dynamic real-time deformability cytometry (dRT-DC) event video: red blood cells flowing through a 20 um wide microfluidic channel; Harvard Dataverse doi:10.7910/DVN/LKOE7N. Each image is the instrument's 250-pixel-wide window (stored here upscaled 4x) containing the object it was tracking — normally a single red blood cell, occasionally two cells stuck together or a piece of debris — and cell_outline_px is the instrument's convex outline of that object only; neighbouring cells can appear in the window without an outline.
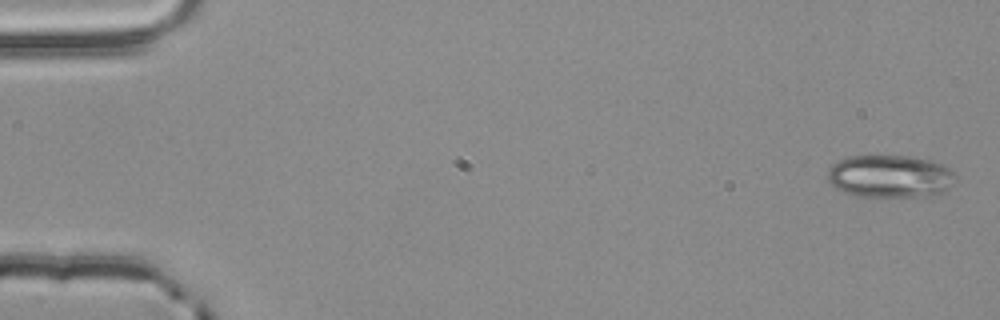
{"species": "common noctule bat (a hibernating species)", "species_latin": "Nyctalus noctula", "temperature_condition": "room temperature", "stored_images_in_passage": 3, "camera_frame_rate_fps": 3000, "um_per_image_px": 0.085, "animal": {"sex": "male", "body_mass_g": 20.4}, "frame": {"image": 1, "passage_image": 1, "time_ms": 0.0, "image_size_px": [1000, 320], "cell_outline_px": [[956, 176], [952, 184], [944, 192], [928, 196], [852, 196], [836, 188], [828, 180], [828, 168], [832, 164], [848, 156], [912, 156], [932, 160], [948, 168]], "centroid_in_image_um": [75.64, 14.98], "position_along_channel_um": 9.4, "area_um2": 31.79}}